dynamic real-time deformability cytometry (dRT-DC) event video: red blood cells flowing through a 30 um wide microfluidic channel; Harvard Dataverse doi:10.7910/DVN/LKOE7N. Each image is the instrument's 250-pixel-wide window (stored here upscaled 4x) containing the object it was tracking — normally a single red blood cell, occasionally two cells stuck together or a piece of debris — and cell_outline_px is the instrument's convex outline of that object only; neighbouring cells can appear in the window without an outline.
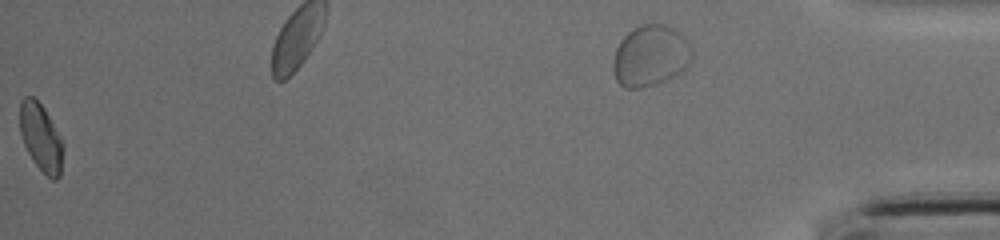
{"species": "common noctule bat (a hibernating species)", "species_latin": "Nyctalus noctula", "temperature_condition": "cold", "stored_images_in_passage": 44, "segment_of_instrument_passage": [2, 3], "camera_frame_rate_fps": 3000, "um_per_image_px": 0.085, "animal": {"sex": "female", "body_mass_g": 17.0, "forearm_length_mm": 48.0}, "frame": {"image": 1, "passage_image": 43, "time_ms": 14.0, "image_size_px": [1000, 240], "cell_outline_px": [[64, 148], [60, 176], [56, 180], [52, 180], [32, 160], [24, 144], [20, 132], [20, 100], [24, 96], [32, 96], [44, 108], [60, 136], [64, 144]], "centroid_in_image_um": [3.49, 11.69], "position_along_channel_um": 431.7, "area_um2": 16.99}}